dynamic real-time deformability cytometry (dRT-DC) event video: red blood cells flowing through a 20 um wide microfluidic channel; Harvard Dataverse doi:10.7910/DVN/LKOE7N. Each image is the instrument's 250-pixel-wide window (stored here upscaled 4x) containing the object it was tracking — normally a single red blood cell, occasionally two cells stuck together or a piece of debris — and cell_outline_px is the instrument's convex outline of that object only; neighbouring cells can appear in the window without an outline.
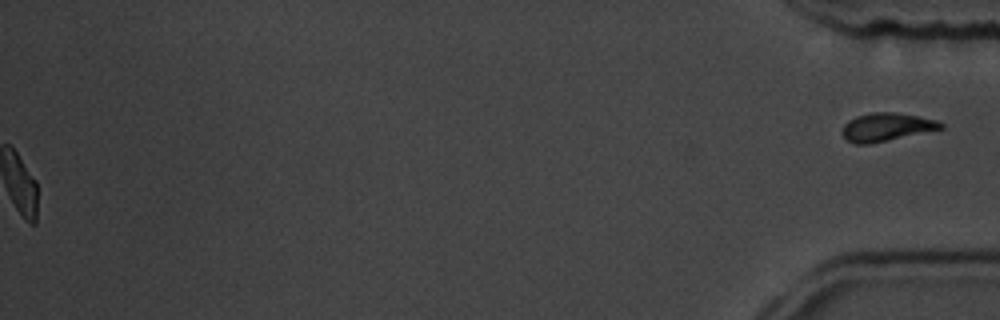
{"species": "common noctule bat (a hibernating species)", "species_latin": "Nyctalus noctula", "temperature_condition": "room temperature", "stored_images_in_passage": 56, "segment_of_instrument_passage": [2, 2], "camera_frame_rate_fps": 3000, "um_per_image_px": 0.085, "animal": {"sex": "male", "body_mass_g": 19.5, "forearm_length_mm": 54.6}, "frame": {"image": 1, "passage_image": 56, "time_ms": 18.333, "image_size_px": [1000, 320], "cell_outline_px": [[944, 128], [868, 144], [856, 144], [848, 140], [840, 132], [844, 124], [848, 120], [856, 116], [872, 112], [896, 112], [940, 120], [944, 124]], "centroid_in_image_um": [75.35, 10.78], "position_along_channel_um": 359.8, "area_um2": 16.18}}